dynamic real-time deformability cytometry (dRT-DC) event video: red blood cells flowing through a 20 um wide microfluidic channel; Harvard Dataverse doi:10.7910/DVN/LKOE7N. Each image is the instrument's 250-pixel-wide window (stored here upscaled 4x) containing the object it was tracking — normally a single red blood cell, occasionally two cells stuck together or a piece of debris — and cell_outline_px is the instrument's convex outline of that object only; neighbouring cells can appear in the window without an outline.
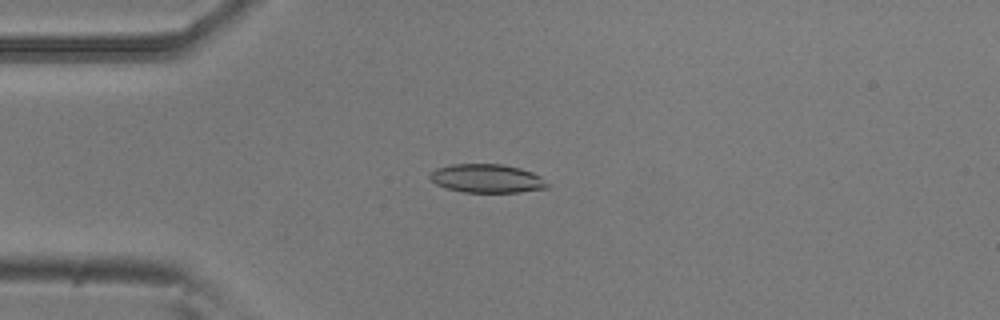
{"species": "common noctule bat (a hibernating species)", "species_latin": "Nyctalus noctula", "temperature_condition": "room temperature", "stored_images_in_passage": 51, "camera_frame_rate_fps": 3000, "um_per_image_px": 0.085, "animal": {"sex": "male", "body_mass_g": 20.5, "forearm_length_mm": 52.5}, "frame": {"image": 1, "passage_image": 12, "time_ms": 3.667, "image_size_px": [1000, 320], "cell_outline_px": [[548, 188], [520, 192], [464, 192], [448, 188], [436, 184], [428, 176], [436, 168], [452, 164], [500, 164], [520, 168], [532, 172], [540, 176], [548, 184]], "centroid_in_image_um": [41.39, 15.17], "position_along_channel_um": 43.6, "area_um2": 19.42}}
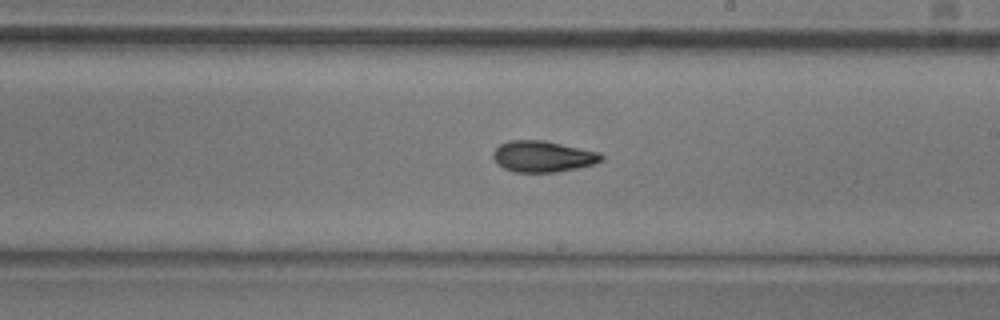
{"frame": {"image": 2, "passage_image": 29, "time_ms": 9.333, "image_size_px": [1000, 320], "cell_outline_px": [[604, 160], [592, 164], [576, 168], [556, 172], [516, 172], [504, 168], [492, 156], [492, 152], [500, 144], [508, 140], [544, 140], [600, 152], [604, 156]], "centroid_in_image_um": [46.16, 13.28], "position_along_channel_um": 242.8, "area_um2": 19.59}}
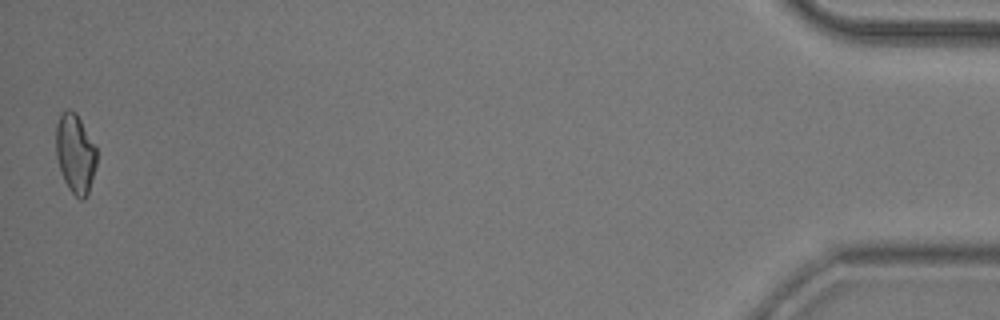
{"frame": {"image": 3, "passage_image": 51, "time_ms": 16.667, "image_size_px": [1000, 320], "cell_outline_px": [[96, 164], [88, 196], [84, 200], [80, 200], [68, 188], [64, 180], [56, 156], [56, 124], [60, 112], [68, 108], [76, 112], [96, 148]], "centroid_in_image_um": [6.39, 13.05], "position_along_channel_um": 428.8, "area_um2": 18.84}, "authors_computed_cell_mechanics": {"area_um2": 19.2474, "velocity_mm_per_s": 3.8354, "shape_relaxation_time_tau1_ms": null, "shape_relaxation_time_tau2_ms": 3.242, "deformation_change_tau1": null, "deformation_change_tau2": 0.0937}}